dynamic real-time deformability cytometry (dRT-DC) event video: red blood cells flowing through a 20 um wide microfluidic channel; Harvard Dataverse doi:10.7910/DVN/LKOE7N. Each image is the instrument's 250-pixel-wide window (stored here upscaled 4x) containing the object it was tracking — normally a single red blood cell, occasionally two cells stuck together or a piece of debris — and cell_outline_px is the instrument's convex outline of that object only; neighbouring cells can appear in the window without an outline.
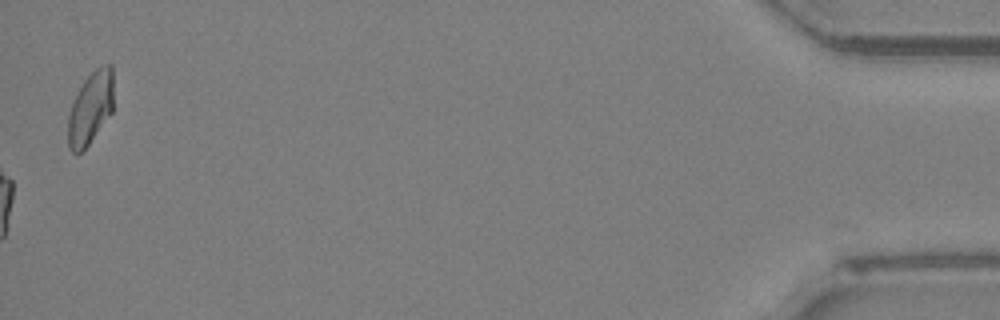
{"species": "Egyptian fruit bat (a non-hibernating species)", "species_latin": "Rousettus aegyptiacus", "temperature_condition": "room temperature", "stored_images_in_passage": 51, "camera_frame_rate_fps": 3000, "um_per_image_px": 0.085, "animal": {"sex": "female"}, "frame": {"image": 1, "passage_image": 51, "time_ms": 16.667, "image_size_px": [1000, 320], "cell_outline_px": [[112, 112], [88, 144], [80, 152], [72, 152], [68, 148], [68, 112], [84, 80], [100, 64], [112, 64]], "centroid_in_image_um": [7.68, 9.16], "position_along_channel_um": 427.5, "area_um2": 18.9}, "authors_computed_cell_mechanics": {"area_um2": 21.2704, "velocity_mm_per_s": 4.0377, "shape_relaxation_time_tau1_ms": null, "shape_relaxation_time_tau2_ms": 2.6593, "deformation_change_tau1": null, "deformation_change_tau2": 0.0996}}